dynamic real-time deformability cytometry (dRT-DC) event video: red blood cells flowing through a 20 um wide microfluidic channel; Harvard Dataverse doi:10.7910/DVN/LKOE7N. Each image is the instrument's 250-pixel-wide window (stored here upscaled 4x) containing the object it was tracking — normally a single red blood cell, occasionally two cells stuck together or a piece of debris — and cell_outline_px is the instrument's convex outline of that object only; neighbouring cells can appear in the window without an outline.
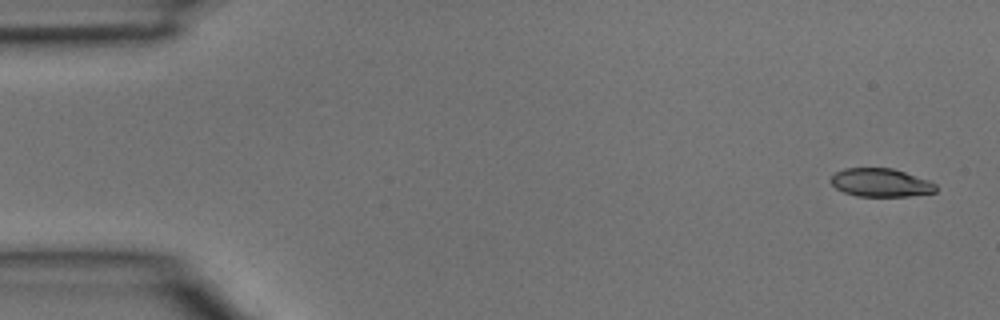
{"species": "common noctule bat (a hibernating species)", "species_latin": "Nyctalus noctula", "temperature_condition": "room temperature", "stored_images_in_passage": 4, "camera_frame_rate_fps": 3000, "um_per_image_px": 0.085, "animal": {"sex": "male", "body_mass_g": 15.6}, "frame": {"image": 1, "passage_image": 1, "time_ms": 0.0, "image_size_px": [1000, 320], "cell_outline_px": [[936, 192], [908, 196], [856, 196], [844, 192], [836, 188], [828, 180], [836, 172], [844, 168], [892, 168], [928, 180], [936, 184]], "centroid_in_image_um": [74.83, 15.52], "position_along_channel_um": 10.2, "area_um2": 17.28}}
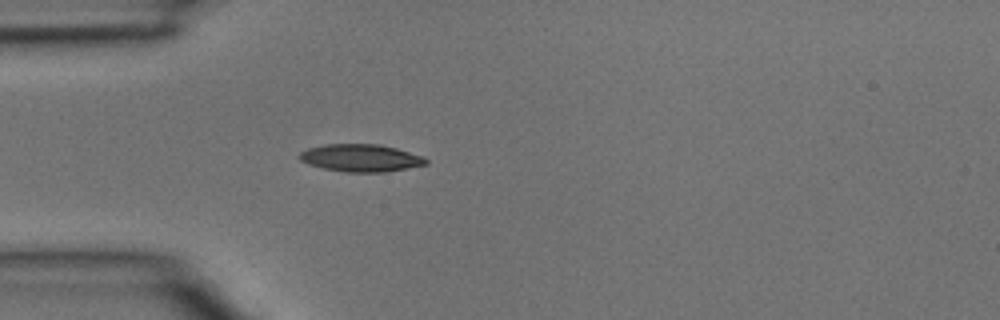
{"frame": {"image": 2, "passage_image": 4, "time_ms": 1.0, "image_size_px": [1000, 320], "cell_outline_px": [[428, 164], [408, 168], [384, 172], [344, 172], [324, 168], [308, 164], [300, 160], [296, 156], [300, 152], [308, 148], [324, 144], [380, 144], [396, 148], [424, 156], [428, 160]], "centroid_in_image_um": [30.66, 13.42], "position_along_channel_um": 54.3, "area_um2": 20.4}}